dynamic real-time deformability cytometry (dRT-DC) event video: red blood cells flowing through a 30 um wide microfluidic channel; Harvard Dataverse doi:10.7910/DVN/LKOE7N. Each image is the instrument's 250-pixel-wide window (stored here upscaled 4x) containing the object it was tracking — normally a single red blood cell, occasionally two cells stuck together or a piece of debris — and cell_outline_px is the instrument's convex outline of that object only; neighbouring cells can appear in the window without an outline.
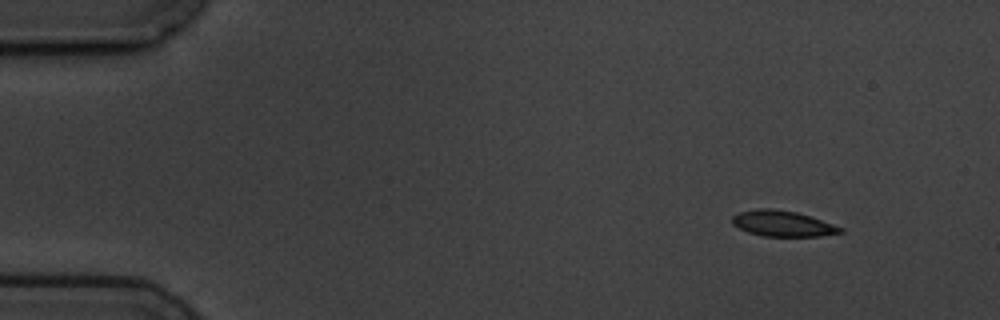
{"species": "common noctule bat (a hibernating species)", "species_latin": "Nyctalus noctula", "temperature_condition": "cold", "stored_images_in_passage": 3, "camera_frame_rate_fps": 3000, "um_per_image_px": 0.085, "animal": {"sex": "male", "body_mass_g": 19.5, "forearm_length_mm": 54.6}, "frame": {"image": 1, "passage_image": 1, "time_ms": 0.0, "image_size_px": [1000, 320], "cell_outline_px": [[844, 232], [820, 236], [764, 236], [748, 232], [732, 224], [732, 216], [740, 212], [760, 208], [772, 208], [796, 212], [844, 228]], "centroid_in_image_um": [66.51, 19.0], "position_along_channel_um": 18.5, "area_um2": 16.01}}
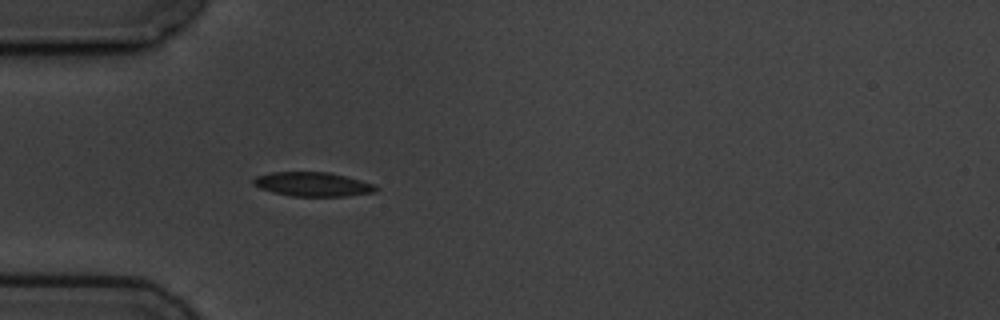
{"frame": {"image": 2, "passage_image": 3, "time_ms": 3.667, "image_size_px": [1000, 320], "cell_outline_px": [[380, 188], [372, 192], [344, 196], [292, 196], [272, 192], [260, 188], [252, 184], [252, 180], [256, 176], [272, 172], [328, 172], [360, 180], [372, 184]], "centroid_in_image_um": [26.52, 15.66], "position_along_channel_um": 58.5, "area_um2": 17.05}}